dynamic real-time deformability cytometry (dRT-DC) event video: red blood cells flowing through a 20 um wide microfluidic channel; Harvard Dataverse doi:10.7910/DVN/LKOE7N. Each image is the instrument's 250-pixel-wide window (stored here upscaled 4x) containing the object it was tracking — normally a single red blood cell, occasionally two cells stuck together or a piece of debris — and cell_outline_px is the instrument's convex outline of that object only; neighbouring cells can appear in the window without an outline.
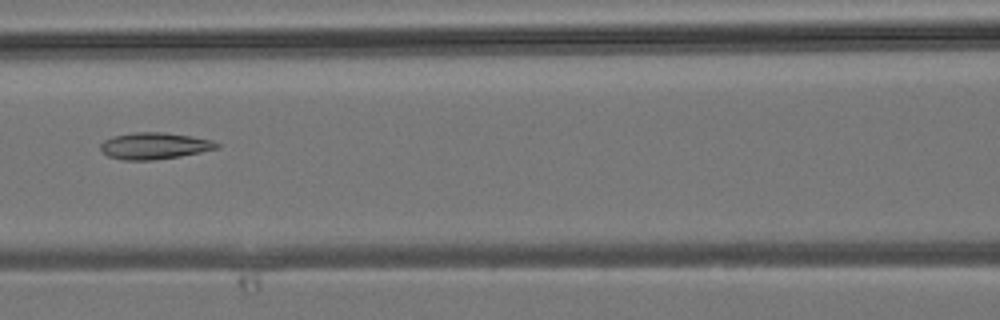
{"species": "common noctule bat (a hibernating species)", "species_latin": "Nyctalus noctula", "temperature_condition": "room temperature", "stored_images_in_passage": 5, "camera_frame_rate_fps": 3000, "um_per_image_px": 0.085, "animal": {"sex": "male", "body_mass_g": 19.2, "forearm_length_mm": 51.8}, "frame": {"image": 1, "passage_image": 5, "time_ms": 1.333, "image_size_px": [1000, 320], "cell_outline_px": [[220, 148], [180, 156], [152, 160], [124, 160], [108, 156], [100, 148], [100, 144], [104, 140], [112, 136], [132, 132], [164, 132], [212, 140], [220, 144]], "centroid_in_image_um": [13.11, 12.39], "position_along_channel_um": 153.5, "area_um2": 17.98}}